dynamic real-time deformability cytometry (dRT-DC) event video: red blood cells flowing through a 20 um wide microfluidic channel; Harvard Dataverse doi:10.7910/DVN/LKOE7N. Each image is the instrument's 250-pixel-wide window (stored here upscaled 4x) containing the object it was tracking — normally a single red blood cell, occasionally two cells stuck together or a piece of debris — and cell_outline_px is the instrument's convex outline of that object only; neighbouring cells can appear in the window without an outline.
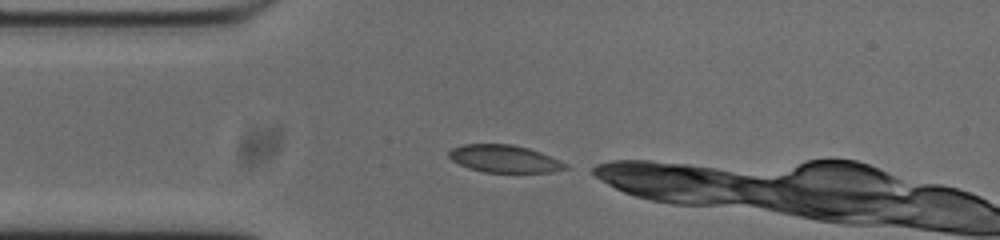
{"species": "common noctule bat (a hibernating species)", "species_latin": "Nyctalus noctula", "temperature_condition": "cold", "stored_images_in_passage": 4, "camera_frame_rate_fps": 3000, "um_per_image_px": 0.085, "animal": {"sex": "male", "body_mass_g": 20.0, "forearm_length_mm": 53.3}, "frame": {"image": 1, "passage_image": 1, "time_ms": 0.0, "image_size_px": [1000, 240], "cell_outline_px": [[568, 168], [552, 172], [484, 172], [468, 168], [452, 160], [448, 156], [448, 152], [452, 148], [464, 144], [512, 144], [528, 148], [540, 152], [564, 164]], "centroid_in_image_um": [42.8, 13.49], "position_along_channel_um": 42.2, "area_um2": 18.32}}